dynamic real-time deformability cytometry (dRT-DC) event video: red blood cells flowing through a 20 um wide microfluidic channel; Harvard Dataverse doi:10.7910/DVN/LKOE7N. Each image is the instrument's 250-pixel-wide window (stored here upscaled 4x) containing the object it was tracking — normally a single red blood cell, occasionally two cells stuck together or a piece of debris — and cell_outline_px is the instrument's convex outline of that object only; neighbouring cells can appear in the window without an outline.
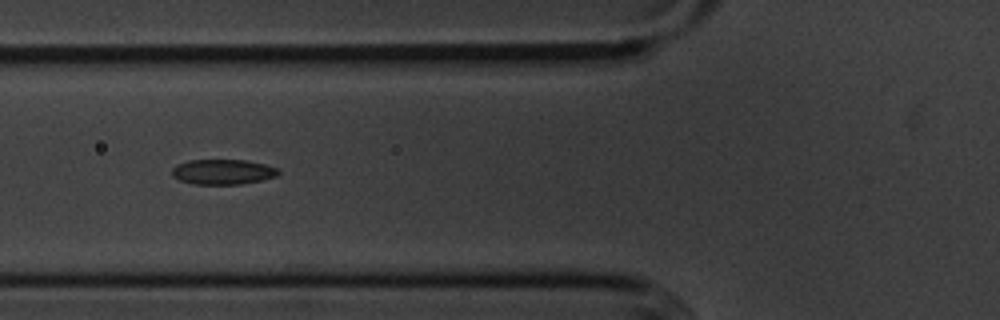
{"species": "common noctule bat (a hibernating species)", "species_latin": "Nyctalus noctula", "temperature_condition": "cold", "stored_images_in_passage": 10, "camera_frame_rate_fps": 3000, "um_per_image_px": 0.085, "animal": {"sex": "male", "body_mass_g": 20.1, "forearm_length_mm": 53.5}, "frame": {"image": 1, "passage_image": 6, "time_ms": 5.667, "image_size_px": [1000, 320], "cell_outline_px": [[280, 172], [276, 176], [260, 180], [240, 184], [192, 184], [180, 180], [172, 176], [172, 168], [176, 164], [188, 160], [244, 160], [264, 164], [280, 168]], "centroid_in_image_um": [18.92, 14.6], "position_along_channel_um": 106.9, "area_um2": 15.61}}
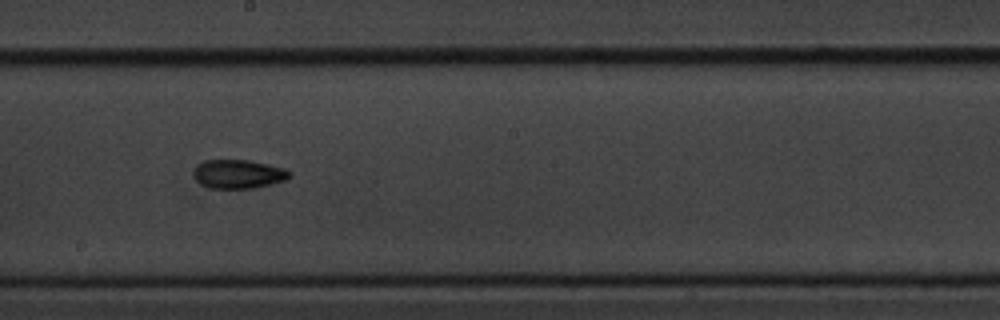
{"frame": {"image": 2, "passage_image": 9, "time_ms": 9.0, "image_size_px": [1000, 320], "cell_outline_px": [[292, 176], [288, 180], [256, 188], [208, 188], [200, 184], [196, 180], [196, 164], [204, 160], [252, 160], [284, 168], [292, 172]], "centroid_in_image_um": [20.33, 14.79], "position_along_channel_um": 227.9, "area_um2": 16.3}}
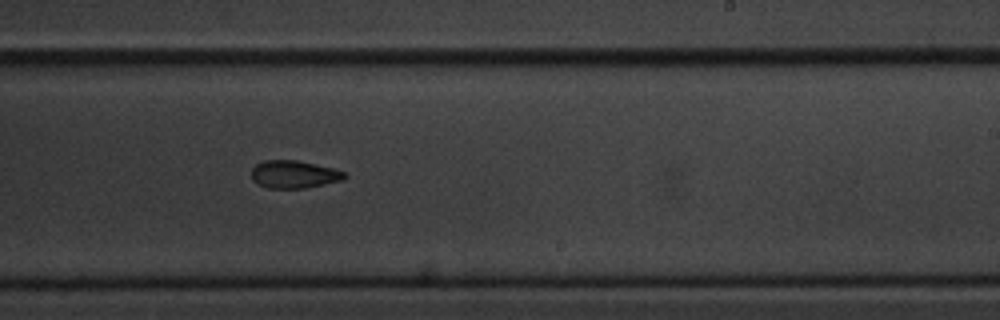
{"frame": {"image": 3, "passage_image": 10, "time_ms": 10.0, "image_size_px": [1000, 320], "cell_outline_px": [[348, 176], [344, 180], [304, 188], [268, 188], [252, 180], [252, 168], [256, 164], [264, 160], [296, 160], [332, 168], [344, 172]], "centroid_in_image_um": [24.99, 14.82], "position_along_channel_um": 264.0, "area_um2": 14.91}}